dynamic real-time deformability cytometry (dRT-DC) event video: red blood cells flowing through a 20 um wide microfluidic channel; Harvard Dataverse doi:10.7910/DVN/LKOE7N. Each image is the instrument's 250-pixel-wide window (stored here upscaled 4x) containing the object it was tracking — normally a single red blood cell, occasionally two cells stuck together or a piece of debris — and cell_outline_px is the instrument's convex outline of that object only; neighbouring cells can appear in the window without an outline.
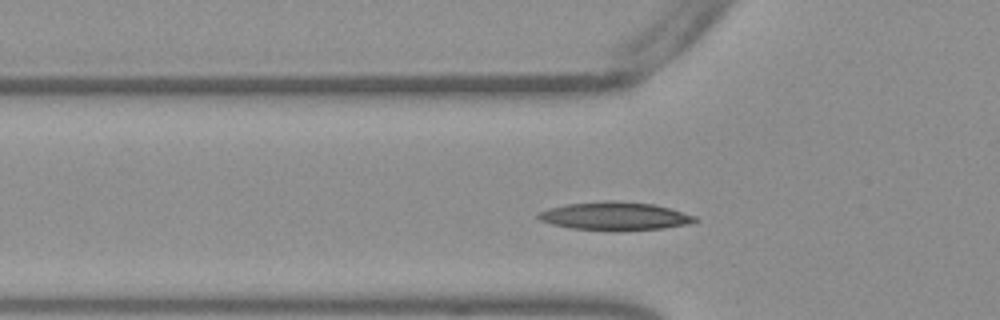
{"species": "Egyptian fruit bat (a non-hibernating species)", "species_latin": "Rousettus aegyptiacus", "temperature_condition": "warm", "stored_images_in_passage": 39, "camera_frame_rate_fps": 3000, "um_per_image_px": 0.085, "frame": {"image": 1, "passage_image": 11, "time_ms": 3.333, "image_size_px": [1000, 320], "cell_outline_px": [[700, 220], [688, 224], [660, 228], [572, 228], [552, 224], [540, 220], [536, 216], [536, 212], [548, 208], [568, 204], [608, 200], [652, 204], [668, 208], [696, 216]], "centroid_in_image_um": [52.22, 18.32], "position_along_channel_um": 73.6, "area_um2": 24.57}}
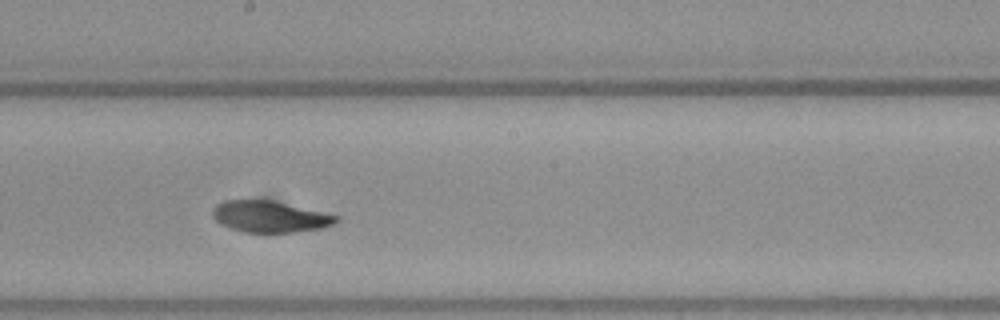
{"frame": {"image": 2, "passage_image": 23, "time_ms": 7.333, "image_size_px": [1000, 320], "cell_outline_px": [[340, 220], [332, 224], [320, 228], [296, 232], [240, 232], [220, 224], [212, 216], [212, 208], [216, 204], [224, 200], [272, 200], [324, 212], [340, 216]], "centroid_in_image_um": [22.91, 18.41], "position_along_channel_um": 225.3, "area_um2": 22.72}}
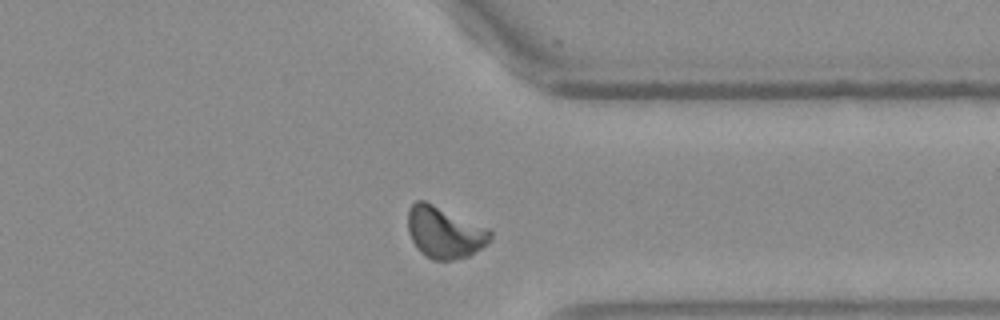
{"frame": {"image": 3, "passage_image": 35, "time_ms": 11.333, "image_size_px": [1000, 320], "cell_outline_px": [[492, 240], [488, 244], [468, 256], [452, 260], [432, 260], [424, 256], [420, 252], [412, 240], [408, 232], [408, 208], [416, 200], [424, 200], [488, 228], [492, 232]], "centroid_in_image_um": [37.78, 19.76], "position_along_channel_um": 373.6, "area_um2": 24.85}, "authors_computed_cell_mechanics": {"area_um2": 23.6402, "velocity_mm_per_s": 3.7768, "shape_relaxation_time_tau1_ms": 4.5365, "shape_relaxation_time_tau2_ms": 4.0582, "deformation_change_tau1": 0.1757, "deformation_change_tau2": 0.0576}}